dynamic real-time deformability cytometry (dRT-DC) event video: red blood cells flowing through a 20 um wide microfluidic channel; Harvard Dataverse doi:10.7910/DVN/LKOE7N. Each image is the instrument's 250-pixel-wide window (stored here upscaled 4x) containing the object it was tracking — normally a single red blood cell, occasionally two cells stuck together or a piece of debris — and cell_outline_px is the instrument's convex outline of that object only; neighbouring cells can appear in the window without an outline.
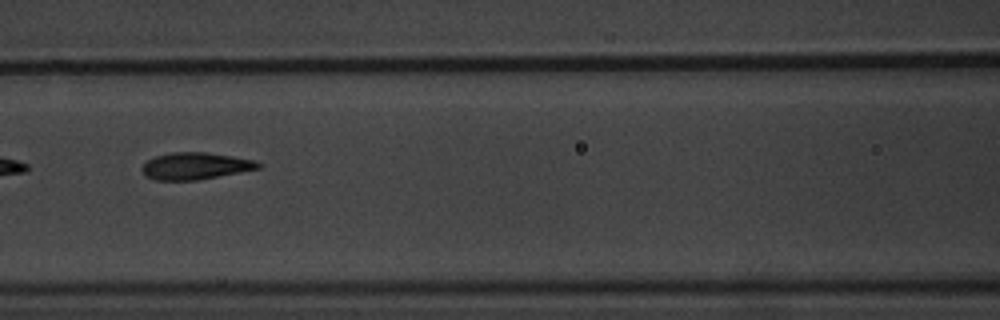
{"species": "common noctule bat (a hibernating species)", "species_latin": "Nyctalus noctula", "temperature_condition": "warm", "stored_images_in_passage": 9, "camera_frame_rate_fps": 3000, "um_per_image_px": 0.085, "animal": {"sex": "male", "body_mass_g": 20.1, "forearm_length_mm": 53.5}, "frame": {"image": 1, "passage_image": 8, "time_ms": 8.333, "image_size_px": [1000, 320], "cell_outline_px": [[260, 168], [196, 180], [156, 180], [144, 176], [140, 168], [148, 160], [156, 156], [172, 152], [204, 152], [232, 156], [256, 160], [260, 164]], "centroid_in_image_um": [16.56, 14.11], "position_along_channel_um": 150.0, "area_um2": 18.09}}
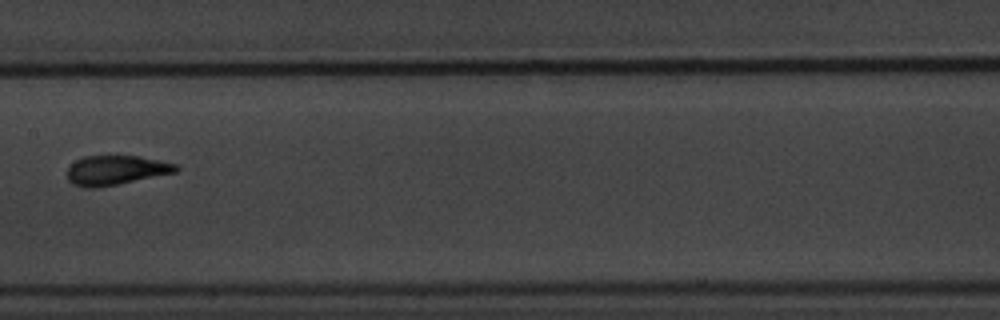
{"frame": {"image": 2, "passage_image": 9, "time_ms": 9.667, "image_size_px": [1000, 320], "cell_outline_px": [[180, 168], [176, 172], [116, 184], [92, 188], [84, 188], [72, 184], [68, 180], [68, 168], [76, 160], [84, 156], [140, 156], [176, 164]], "centroid_in_image_um": [9.83, 14.46], "position_along_channel_um": 197.6, "area_um2": 18.44}}